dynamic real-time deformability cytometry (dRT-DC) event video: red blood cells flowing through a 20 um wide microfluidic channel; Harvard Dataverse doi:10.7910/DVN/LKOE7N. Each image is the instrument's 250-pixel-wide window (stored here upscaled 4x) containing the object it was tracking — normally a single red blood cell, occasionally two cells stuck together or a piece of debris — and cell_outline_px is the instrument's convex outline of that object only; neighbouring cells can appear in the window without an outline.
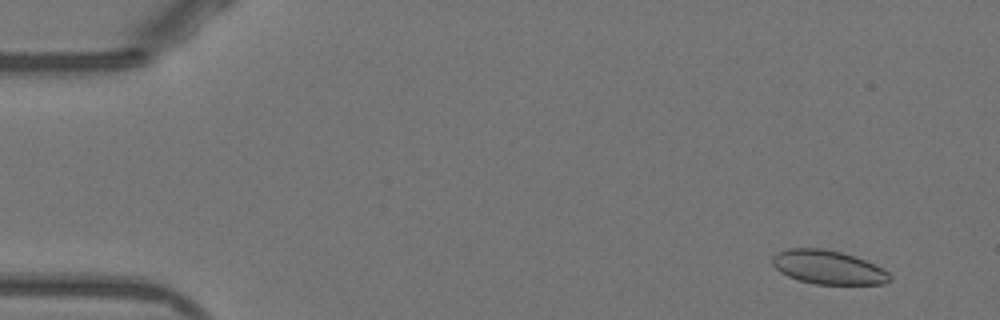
{"species": "Egyptian fruit bat (a non-hibernating species)", "species_latin": "Rousettus aegyptiacus", "temperature_condition": "warm", "stored_images_in_passage": 52, "camera_frame_rate_fps": 3000, "um_per_image_px": 0.085, "animal": {"sex": "female"}, "frame": {"image": 1, "passage_image": 3, "time_ms": 0.667, "image_size_px": [1000, 320], "cell_outline_px": [[892, 280], [884, 284], [816, 284], [800, 280], [788, 276], [780, 272], [772, 264], [772, 256], [776, 252], [788, 248], [820, 248], [840, 252], [864, 260], [888, 272], [892, 276]], "centroid_in_image_um": [70.36, 22.72], "position_along_channel_um": 14.6, "area_um2": 22.95}}
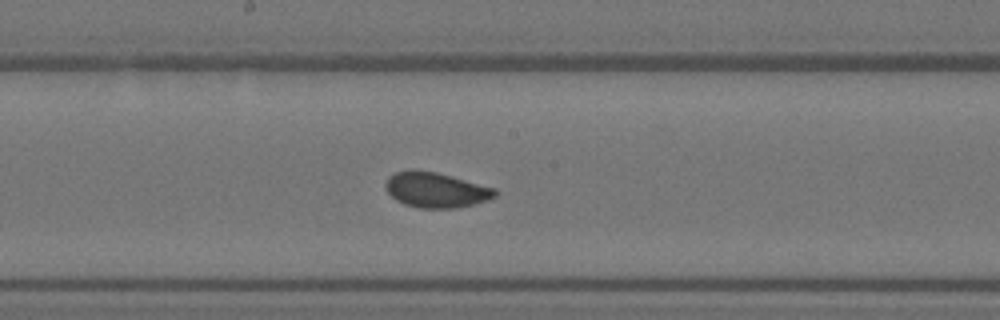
{"frame": {"image": 2, "passage_image": 27, "time_ms": 8.667, "image_size_px": [1000, 320], "cell_outline_px": [[496, 196], [472, 204], [456, 208], [420, 208], [404, 204], [396, 200], [384, 188], [384, 184], [388, 176], [396, 172], [436, 172], [496, 188]], "centroid_in_image_um": [37.04, 16.17], "position_along_channel_um": 211.2, "area_um2": 21.91}}
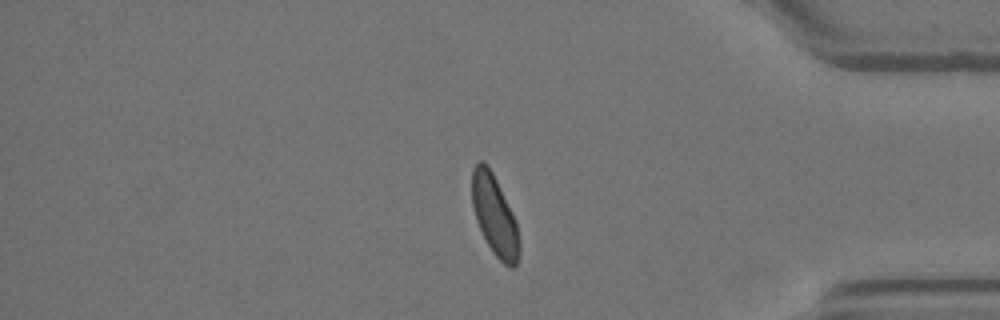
{"frame": {"image": 3, "passage_image": 43, "time_ms": 14.0, "image_size_px": [1000, 320], "cell_outline_px": [[520, 252], [516, 264], [512, 268], [504, 264], [492, 252], [476, 220], [472, 204], [472, 168], [480, 160], [484, 160], [488, 164], [516, 220], [520, 240]], "centroid_in_image_um": [42.05, 18.31], "position_along_channel_um": 393.2, "area_um2": 22.02}, "authors_computed_cell_mechanics": {"area_um2": 22.542, "velocity_mm_per_s": 3.9008, "shape_relaxation_time_tau1_ms": 6.931, "shape_relaxation_time_tau2_ms": 0.7034, "deformation_change_tau1": 0.1382, "deformation_change_tau2": 0.0395}}